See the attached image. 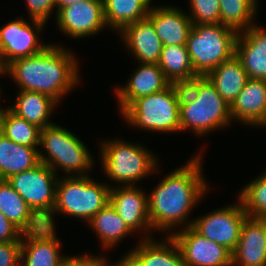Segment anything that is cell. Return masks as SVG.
I'll list each match as a JSON object with an SVG mask.
<instances>
[{
	"label": "cell",
	"instance_id": "cell-9",
	"mask_svg": "<svg viewBox=\"0 0 266 266\" xmlns=\"http://www.w3.org/2000/svg\"><path fill=\"white\" fill-rule=\"evenodd\" d=\"M58 179V173L40 162L30 170L12 175L7 181L44 222L55 207Z\"/></svg>",
	"mask_w": 266,
	"mask_h": 266
},
{
	"label": "cell",
	"instance_id": "cell-25",
	"mask_svg": "<svg viewBox=\"0 0 266 266\" xmlns=\"http://www.w3.org/2000/svg\"><path fill=\"white\" fill-rule=\"evenodd\" d=\"M40 163L39 148L14 143L0 132V179L30 170Z\"/></svg>",
	"mask_w": 266,
	"mask_h": 266
},
{
	"label": "cell",
	"instance_id": "cell-7",
	"mask_svg": "<svg viewBox=\"0 0 266 266\" xmlns=\"http://www.w3.org/2000/svg\"><path fill=\"white\" fill-rule=\"evenodd\" d=\"M181 85L171 83L162 91L134 100L122 113L129 125L146 131H180Z\"/></svg>",
	"mask_w": 266,
	"mask_h": 266
},
{
	"label": "cell",
	"instance_id": "cell-1",
	"mask_svg": "<svg viewBox=\"0 0 266 266\" xmlns=\"http://www.w3.org/2000/svg\"><path fill=\"white\" fill-rule=\"evenodd\" d=\"M202 158V151L193 155L184 165L164 176L150 192L149 220L153 230L167 231V235L172 236L178 226L192 225L193 220L188 221L189 214L209 190L203 177Z\"/></svg>",
	"mask_w": 266,
	"mask_h": 266
},
{
	"label": "cell",
	"instance_id": "cell-5",
	"mask_svg": "<svg viewBox=\"0 0 266 266\" xmlns=\"http://www.w3.org/2000/svg\"><path fill=\"white\" fill-rule=\"evenodd\" d=\"M144 145L120 138L102 141L100 161L108 179L118 186L136 185V182L158 171V158ZM155 172V173H154Z\"/></svg>",
	"mask_w": 266,
	"mask_h": 266
},
{
	"label": "cell",
	"instance_id": "cell-16",
	"mask_svg": "<svg viewBox=\"0 0 266 266\" xmlns=\"http://www.w3.org/2000/svg\"><path fill=\"white\" fill-rule=\"evenodd\" d=\"M21 262L23 266H60L66 257L56 229L43 226L40 230L22 233Z\"/></svg>",
	"mask_w": 266,
	"mask_h": 266
},
{
	"label": "cell",
	"instance_id": "cell-26",
	"mask_svg": "<svg viewBox=\"0 0 266 266\" xmlns=\"http://www.w3.org/2000/svg\"><path fill=\"white\" fill-rule=\"evenodd\" d=\"M206 77L218 94L231 105L243 90L248 76L240 60L234 55L210 71Z\"/></svg>",
	"mask_w": 266,
	"mask_h": 266
},
{
	"label": "cell",
	"instance_id": "cell-27",
	"mask_svg": "<svg viewBox=\"0 0 266 266\" xmlns=\"http://www.w3.org/2000/svg\"><path fill=\"white\" fill-rule=\"evenodd\" d=\"M150 3L149 0H103L107 29L118 33L124 26L146 18Z\"/></svg>",
	"mask_w": 266,
	"mask_h": 266
},
{
	"label": "cell",
	"instance_id": "cell-41",
	"mask_svg": "<svg viewBox=\"0 0 266 266\" xmlns=\"http://www.w3.org/2000/svg\"><path fill=\"white\" fill-rule=\"evenodd\" d=\"M14 266H23L22 262L20 261L18 264L14 265Z\"/></svg>",
	"mask_w": 266,
	"mask_h": 266
},
{
	"label": "cell",
	"instance_id": "cell-4",
	"mask_svg": "<svg viewBox=\"0 0 266 266\" xmlns=\"http://www.w3.org/2000/svg\"><path fill=\"white\" fill-rule=\"evenodd\" d=\"M112 184L96 182L92 176H63L56 185V203L44 226L54 228V213L86 220L88 223L109 203Z\"/></svg>",
	"mask_w": 266,
	"mask_h": 266
},
{
	"label": "cell",
	"instance_id": "cell-15",
	"mask_svg": "<svg viewBox=\"0 0 266 266\" xmlns=\"http://www.w3.org/2000/svg\"><path fill=\"white\" fill-rule=\"evenodd\" d=\"M166 240L154 238L142 239L121 256L116 266H187L178 244L172 236H166Z\"/></svg>",
	"mask_w": 266,
	"mask_h": 266
},
{
	"label": "cell",
	"instance_id": "cell-19",
	"mask_svg": "<svg viewBox=\"0 0 266 266\" xmlns=\"http://www.w3.org/2000/svg\"><path fill=\"white\" fill-rule=\"evenodd\" d=\"M232 121L246 126L266 127V80L248 78L230 105Z\"/></svg>",
	"mask_w": 266,
	"mask_h": 266
},
{
	"label": "cell",
	"instance_id": "cell-2",
	"mask_svg": "<svg viewBox=\"0 0 266 266\" xmlns=\"http://www.w3.org/2000/svg\"><path fill=\"white\" fill-rule=\"evenodd\" d=\"M70 51L50 43L39 54L15 59L3 74L10 75L19 90L36 91L59 103L80 81L79 63Z\"/></svg>",
	"mask_w": 266,
	"mask_h": 266
},
{
	"label": "cell",
	"instance_id": "cell-32",
	"mask_svg": "<svg viewBox=\"0 0 266 266\" xmlns=\"http://www.w3.org/2000/svg\"><path fill=\"white\" fill-rule=\"evenodd\" d=\"M247 217L266 218V170L239 192Z\"/></svg>",
	"mask_w": 266,
	"mask_h": 266
},
{
	"label": "cell",
	"instance_id": "cell-39",
	"mask_svg": "<svg viewBox=\"0 0 266 266\" xmlns=\"http://www.w3.org/2000/svg\"><path fill=\"white\" fill-rule=\"evenodd\" d=\"M1 93H2V92H1V89H0V101H1V95H2ZM2 109H3V108L0 107V114H1Z\"/></svg>",
	"mask_w": 266,
	"mask_h": 266
},
{
	"label": "cell",
	"instance_id": "cell-18",
	"mask_svg": "<svg viewBox=\"0 0 266 266\" xmlns=\"http://www.w3.org/2000/svg\"><path fill=\"white\" fill-rule=\"evenodd\" d=\"M232 266H266V218H245Z\"/></svg>",
	"mask_w": 266,
	"mask_h": 266
},
{
	"label": "cell",
	"instance_id": "cell-31",
	"mask_svg": "<svg viewBox=\"0 0 266 266\" xmlns=\"http://www.w3.org/2000/svg\"><path fill=\"white\" fill-rule=\"evenodd\" d=\"M258 0H220V23L242 32L255 25Z\"/></svg>",
	"mask_w": 266,
	"mask_h": 266
},
{
	"label": "cell",
	"instance_id": "cell-29",
	"mask_svg": "<svg viewBox=\"0 0 266 266\" xmlns=\"http://www.w3.org/2000/svg\"><path fill=\"white\" fill-rule=\"evenodd\" d=\"M158 66L174 84L183 85L198 77L192 67L186 45L163 46Z\"/></svg>",
	"mask_w": 266,
	"mask_h": 266
},
{
	"label": "cell",
	"instance_id": "cell-20",
	"mask_svg": "<svg viewBox=\"0 0 266 266\" xmlns=\"http://www.w3.org/2000/svg\"><path fill=\"white\" fill-rule=\"evenodd\" d=\"M118 35L139 63L158 64L163 44L147 17L124 26Z\"/></svg>",
	"mask_w": 266,
	"mask_h": 266
},
{
	"label": "cell",
	"instance_id": "cell-17",
	"mask_svg": "<svg viewBox=\"0 0 266 266\" xmlns=\"http://www.w3.org/2000/svg\"><path fill=\"white\" fill-rule=\"evenodd\" d=\"M170 84L158 64L140 63L127 84L117 86L114 91L119 111L122 113L134 100L162 91Z\"/></svg>",
	"mask_w": 266,
	"mask_h": 266
},
{
	"label": "cell",
	"instance_id": "cell-22",
	"mask_svg": "<svg viewBox=\"0 0 266 266\" xmlns=\"http://www.w3.org/2000/svg\"><path fill=\"white\" fill-rule=\"evenodd\" d=\"M147 18L152 22L163 46L186 45L193 23L179 7L151 6Z\"/></svg>",
	"mask_w": 266,
	"mask_h": 266
},
{
	"label": "cell",
	"instance_id": "cell-30",
	"mask_svg": "<svg viewBox=\"0 0 266 266\" xmlns=\"http://www.w3.org/2000/svg\"><path fill=\"white\" fill-rule=\"evenodd\" d=\"M40 130L41 128L19 117L9 108L2 109L0 114V132L14 143L38 148Z\"/></svg>",
	"mask_w": 266,
	"mask_h": 266
},
{
	"label": "cell",
	"instance_id": "cell-10",
	"mask_svg": "<svg viewBox=\"0 0 266 266\" xmlns=\"http://www.w3.org/2000/svg\"><path fill=\"white\" fill-rule=\"evenodd\" d=\"M23 17L9 21L0 27V66L4 69L15 59L41 53L49 44H41L38 35L46 23Z\"/></svg>",
	"mask_w": 266,
	"mask_h": 266
},
{
	"label": "cell",
	"instance_id": "cell-13",
	"mask_svg": "<svg viewBox=\"0 0 266 266\" xmlns=\"http://www.w3.org/2000/svg\"><path fill=\"white\" fill-rule=\"evenodd\" d=\"M187 266H232V252L210 241L191 226L172 234Z\"/></svg>",
	"mask_w": 266,
	"mask_h": 266
},
{
	"label": "cell",
	"instance_id": "cell-40",
	"mask_svg": "<svg viewBox=\"0 0 266 266\" xmlns=\"http://www.w3.org/2000/svg\"><path fill=\"white\" fill-rule=\"evenodd\" d=\"M0 75H3L4 76L3 69L1 68V66H0Z\"/></svg>",
	"mask_w": 266,
	"mask_h": 266
},
{
	"label": "cell",
	"instance_id": "cell-34",
	"mask_svg": "<svg viewBox=\"0 0 266 266\" xmlns=\"http://www.w3.org/2000/svg\"><path fill=\"white\" fill-rule=\"evenodd\" d=\"M29 17L46 23L55 9V0H25Z\"/></svg>",
	"mask_w": 266,
	"mask_h": 266
},
{
	"label": "cell",
	"instance_id": "cell-23",
	"mask_svg": "<svg viewBox=\"0 0 266 266\" xmlns=\"http://www.w3.org/2000/svg\"><path fill=\"white\" fill-rule=\"evenodd\" d=\"M0 211L22 233L34 232L44 226V222L31 210L11 184L1 179Z\"/></svg>",
	"mask_w": 266,
	"mask_h": 266
},
{
	"label": "cell",
	"instance_id": "cell-38",
	"mask_svg": "<svg viewBox=\"0 0 266 266\" xmlns=\"http://www.w3.org/2000/svg\"><path fill=\"white\" fill-rule=\"evenodd\" d=\"M81 1H85V0H55V7L57 8L56 12L61 8L67 7L69 5H72V4L81 2Z\"/></svg>",
	"mask_w": 266,
	"mask_h": 266
},
{
	"label": "cell",
	"instance_id": "cell-24",
	"mask_svg": "<svg viewBox=\"0 0 266 266\" xmlns=\"http://www.w3.org/2000/svg\"><path fill=\"white\" fill-rule=\"evenodd\" d=\"M58 104L48 95L36 91L19 90L15 103L8 108L19 117L42 129L53 124L49 118Z\"/></svg>",
	"mask_w": 266,
	"mask_h": 266
},
{
	"label": "cell",
	"instance_id": "cell-3",
	"mask_svg": "<svg viewBox=\"0 0 266 266\" xmlns=\"http://www.w3.org/2000/svg\"><path fill=\"white\" fill-rule=\"evenodd\" d=\"M231 121L230 105L206 76L181 85L180 132L191 129L193 134L203 137L225 128Z\"/></svg>",
	"mask_w": 266,
	"mask_h": 266
},
{
	"label": "cell",
	"instance_id": "cell-28",
	"mask_svg": "<svg viewBox=\"0 0 266 266\" xmlns=\"http://www.w3.org/2000/svg\"><path fill=\"white\" fill-rule=\"evenodd\" d=\"M88 224L100 238L102 248L106 250L117 246L124 237L134 233L110 203L94 215Z\"/></svg>",
	"mask_w": 266,
	"mask_h": 266
},
{
	"label": "cell",
	"instance_id": "cell-37",
	"mask_svg": "<svg viewBox=\"0 0 266 266\" xmlns=\"http://www.w3.org/2000/svg\"><path fill=\"white\" fill-rule=\"evenodd\" d=\"M22 241V232L0 211V243Z\"/></svg>",
	"mask_w": 266,
	"mask_h": 266
},
{
	"label": "cell",
	"instance_id": "cell-14",
	"mask_svg": "<svg viewBox=\"0 0 266 266\" xmlns=\"http://www.w3.org/2000/svg\"><path fill=\"white\" fill-rule=\"evenodd\" d=\"M109 203L133 232L138 230L140 233L144 230L142 232V234L145 232L144 239L153 238L151 236L153 229L149 220L148 195L141 188L137 185L114 184L110 189Z\"/></svg>",
	"mask_w": 266,
	"mask_h": 266
},
{
	"label": "cell",
	"instance_id": "cell-8",
	"mask_svg": "<svg viewBox=\"0 0 266 266\" xmlns=\"http://www.w3.org/2000/svg\"><path fill=\"white\" fill-rule=\"evenodd\" d=\"M238 32L218 24H193L186 47L195 73L206 76L235 55Z\"/></svg>",
	"mask_w": 266,
	"mask_h": 266
},
{
	"label": "cell",
	"instance_id": "cell-35",
	"mask_svg": "<svg viewBox=\"0 0 266 266\" xmlns=\"http://www.w3.org/2000/svg\"><path fill=\"white\" fill-rule=\"evenodd\" d=\"M106 256H95L86 254L85 255H72V256H66L62 261L60 266H116L114 262L108 263V259H105Z\"/></svg>",
	"mask_w": 266,
	"mask_h": 266
},
{
	"label": "cell",
	"instance_id": "cell-33",
	"mask_svg": "<svg viewBox=\"0 0 266 266\" xmlns=\"http://www.w3.org/2000/svg\"><path fill=\"white\" fill-rule=\"evenodd\" d=\"M190 13L187 15L193 24L220 23V0H189Z\"/></svg>",
	"mask_w": 266,
	"mask_h": 266
},
{
	"label": "cell",
	"instance_id": "cell-11",
	"mask_svg": "<svg viewBox=\"0 0 266 266\" xmlns=\"http://www.w3.org/2000/svg\"><path fill=\"white\" fill-rule=\"evenodd\" d=\"M238 201L237 204L224 206L204 216L193 218L191 227L203 237L233 252L240 238L243 221L247 217L239 198Z\"/></svg>",
	"mask_w": 266,
	"mask_h": 266
},
{
	"label": "cell",
	"instance_id": "cell-36",
	"mask_svg": "<svg viewBox=\"0 0 266 266\" xmlns=\"http://www.w3.org/2000/svg\"><path fill=\"white\" fill-rule=\"evenodd\" d=\"M21 241L0 243V266H14L21 261Z\"/></svg>",
	"mask_w": 266,
	"mask_h": 266
},
{
	"label": "cell",
	"instance_id": "cell-12",
	"mask_svg": "<svg viewBox=\"0 0 266 266\" xmlns=\"http://www.w3.org/2000/svg\"><path fill=\"white\" fill-rule=\"evenodd\" d=\"M59 31L70 38H87L106 28L103 0H85L59 9L56 13Z\"/></svg>",
	"mask_w": 266,
	"mask_h": 266
},
{
	"label": "cell",
	"instance_id": "cell-21",
	"mask_svg": "<svg viewBox=\"0 0 266 266\" xmlns=\"http://www.w3.org/2000/svg\"><path fill=\"white\" fill-rule=\"evenodd\" d=\"M235 56L248 78L266 80V29L255 24L238 33Z\"/></svg>",
	"mask_w": 266,
	"mask_h": 266
},
{
	"label": "cell",
	"instance_id": "cell-6",
	"mask_svg": "<svg viewBox=\"0 0 266 266\" xmlns=\"http://www.w3.org/2000/svg\"><path fill=\"white\" fill-rule=\"evenodd\" d=\"M39 160L55 173L62 169L65 176H88L94 161L85 143L62 126L52 124L40 130ZM88 171V172H87Z\"/></svg>",
	"mask_w": 266,
	"mask_h": 266
}]
</instances>
